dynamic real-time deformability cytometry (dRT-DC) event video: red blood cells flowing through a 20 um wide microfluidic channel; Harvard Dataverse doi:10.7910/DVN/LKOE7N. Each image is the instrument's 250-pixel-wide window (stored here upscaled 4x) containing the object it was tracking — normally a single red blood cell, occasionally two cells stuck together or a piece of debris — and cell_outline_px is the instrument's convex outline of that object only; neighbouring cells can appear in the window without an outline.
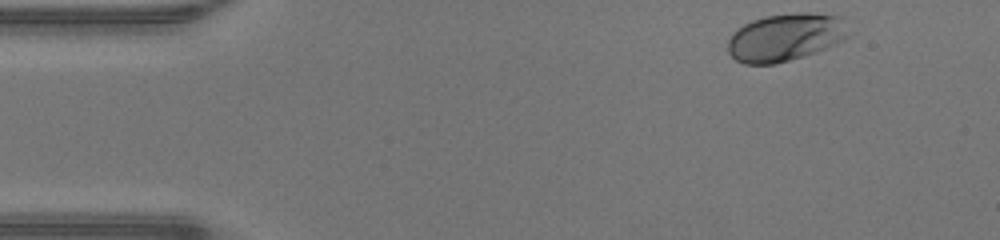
{"species": "human", "species_latin": "Homo sapiens", "temperature_condition": "warm", "stored_images_in_passage": 41, "camera_frame_rate_fps": 3000, "um_per_image_px": 0.085, "donor": {"sex": "male"}, "frame": {"image": 1, "passage_image": 1, "time_ms": 0.0, "image_size_px": [1000, 240], "cell_outline_px": [[852, 32], [844, 40], [836, 44], [816, 52], [804, 56], [772, 64], [744, 64], [736, 60], [728, 52], [728, 40], [732, 32], [736, 28], [752, 20], [764, 16], [796, 12], [816, 12], [844, 16]], "centroid_in_image_um": [66.83, 3.13], "position_along_channel_um": 18.2, "area_um2": 34.33}}
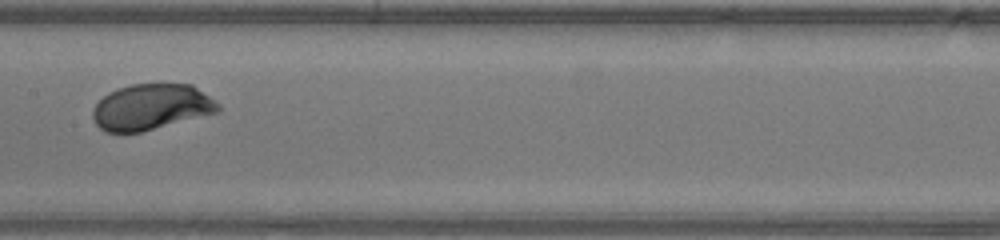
{"frame": {"image": 2, "passage_image": 20, "time_ms": 6.333, "image_size_px": [1000, 240], "cell_outline_px": [[220, 112], [140, 132], [104, 132], [96, 124], [92, 116], [92, 108], [108, 92], [132, 84], [192, 84], [216, 100], [220, 104]], "centroid_in_image_um": [12.88, 9.09], "position_along_channel_um": 194.5, "area_um2": 33.58}}
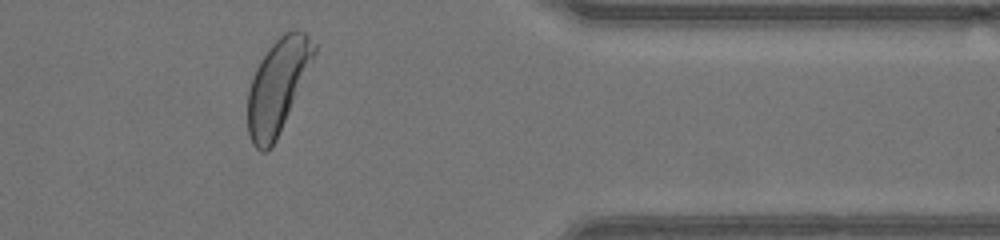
{"frame": {"image": 3, "passage_image": 35, "time_ms": 11.333, "image_size_px": [1000, 240], "cell_outline_px": [[316, 52], [276, 140], [264, 152], [260, 152], [252, 144], [248, 132], [248, 88], [256, 68], [260, 60], [276, 36], [292, 28], [296, 28], [304, 32], [316, 44]], "centroid_in_image_um": [23.58, 7.25], "position_along_channel_um": 387.8, "area_um2": 35.89}, "authors_computed_cell_mechanics": {"area_um2": 33.9286, "velocity_mm_per_s": 4.3045, "shape_relaxation_time_tau1_ms": 2.004, "shape_relaxation_time_tau2_ms": null, "deformation_change_tau1": 0.1268, "deformation_change_tau2": null}}